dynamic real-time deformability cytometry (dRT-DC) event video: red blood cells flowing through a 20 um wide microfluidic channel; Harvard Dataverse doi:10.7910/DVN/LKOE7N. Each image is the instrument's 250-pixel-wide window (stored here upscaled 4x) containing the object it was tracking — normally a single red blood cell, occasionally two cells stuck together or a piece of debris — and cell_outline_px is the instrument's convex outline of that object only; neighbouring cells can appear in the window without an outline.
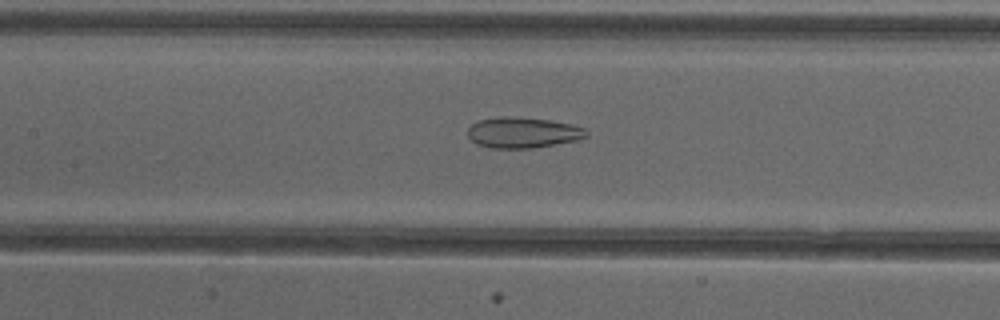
{"species": "common noctule bat (a hibernating species)", "species_latin": "Nyctalus noctula", "temperature_condition": "cold", "stored_images_in_passage": 51, "camera_frame_rate_fps": 3000, "um_per_image_px": 0.085, "animal": {"sex": "female"}, "frame": {"image": 1, "passage_image": 24, "time_ms": 7.667, "image_size_px": [1000, 320], "cell_outline_px": [[588, 136], [576, 140], [532, 148], [492, 148], [476, 144], [468, 136], [468, 128], [476, 120], [504, 116], [508, 116], [548, 120], [572, 124], [584, 128], [588, 132]], "centroid_in_image_um": [44.42, 11.26], "position_along_channel_um": 163.0, "area_um2": 21.15}}
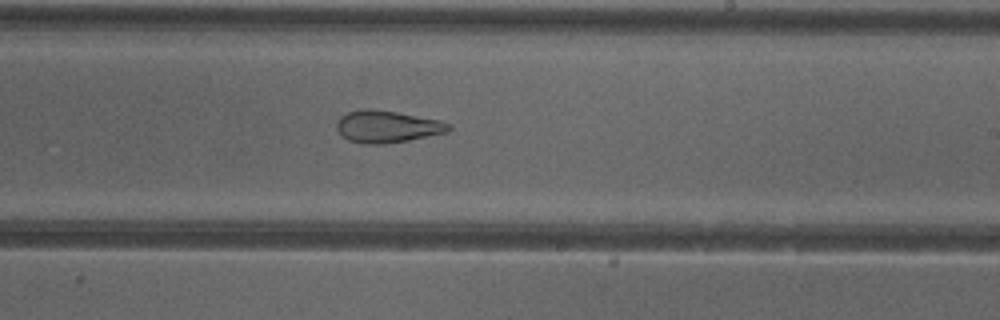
{"frame": {"image": 2, "passage_image": 31, "time_ms": 10.0, "image_size_px": [1000, 320], "cell_outline_px": [[452, 128], [448, 132], [408, 140], [384, 144], [364, 144], [348, 140], [336, 128], [336, 120], [340, 116], [348, 112], [364, 108], [368, 108], [396, 112], [440, 120], [448, 124]], "centroid_in_image_um": [32.88, 10.76], "position_along_channel_um": 256.1, "area_um2": 20.87}}
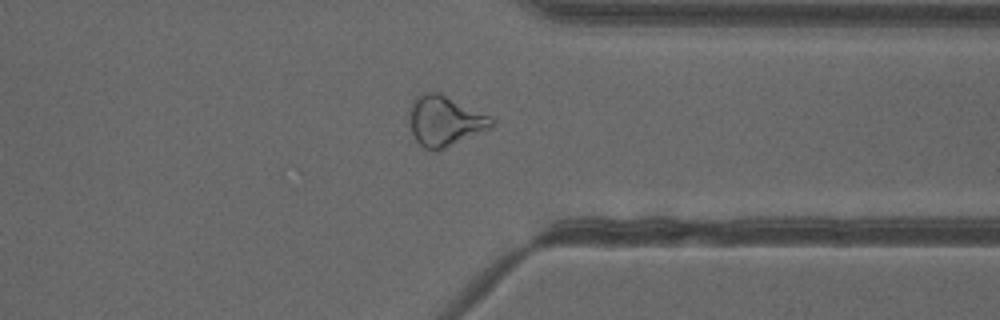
{"frame": {"image": 3, "passage_image": 40, "time_ms": 13.0, "image_size_px": [1000, 320], "cell_outline_px": [[492, 128], [436, 152], [424, 148], [412, 136], [408, 124], [408, 112], [412, 100], [420, 92], [440, 92], [488, 116], [492, 120]], "centroid_in_image_um": [37.72, 10.28], "position_along_channel_um": 373.7, "area_um2": 24.33}, "authors_computed_cell_mechanics": {"area_um2": 25.8366, "velocity_mm_per_s": 4.0032, "shape_relaxation_time_tau1_ms": null, "shape_relaxation_time_tau2_ms": 2.3292, "deformation_change_tau1": null, "deformation_change_tau2": 0.1115}}